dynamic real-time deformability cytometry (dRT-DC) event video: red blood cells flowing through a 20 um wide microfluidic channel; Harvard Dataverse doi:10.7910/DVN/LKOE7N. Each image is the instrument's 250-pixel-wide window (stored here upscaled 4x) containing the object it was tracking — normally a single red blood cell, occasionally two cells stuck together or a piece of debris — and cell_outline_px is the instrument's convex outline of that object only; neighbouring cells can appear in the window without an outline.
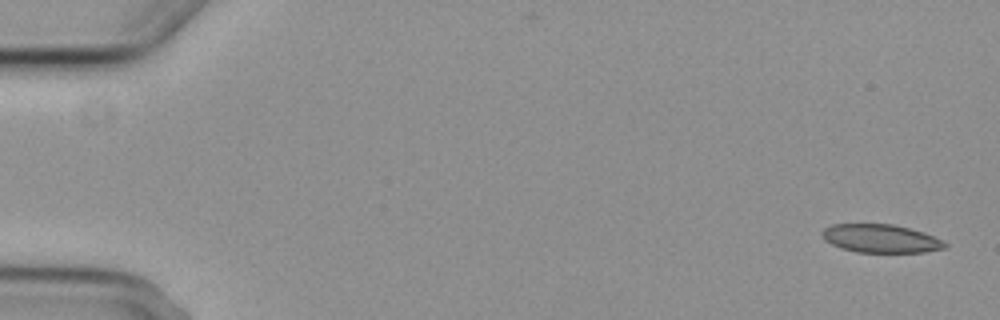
{"species": "common noctule bat (a hibernating species)", "species_latin": "Nyctalus noctula", "temperature_condition": "cold", "stored_images_in_passage": 4, "camera_frame_rate_fps": 3000, "um_per_image_px": 0.085, "animal": {"sex": "female", "body_mass_g": 29.2, "forearm_length_mm": 56.3}, "frame": {"image": 1, "passage_image": 1, "time_ms": 0.0, "image_size_px": [1000, 320], "cell_outline_px": [[948, 244], [944, 248], [924, 252], [856, 252], [840, 248], [824, 240], [820, 232], [824, 228], [832, 224], [892, 224], [924, 232], [944, 240]], "centroid_in_image_um": [74.85, 20.27], "position_along_channel_um": 10.2, "area_um2": 20.35}}
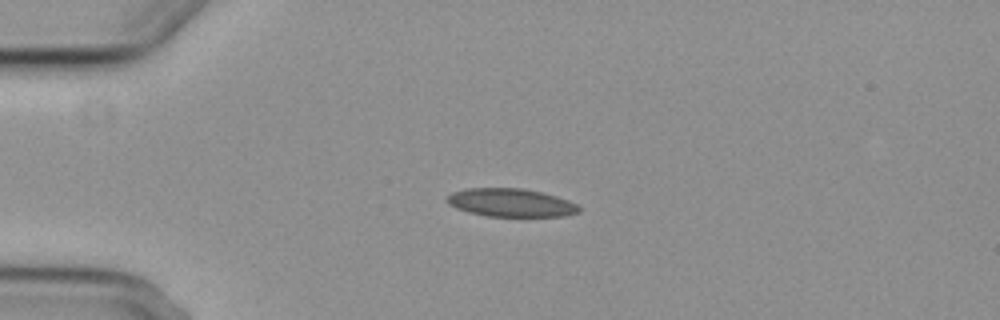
{"frame": {"image": 2, "passage_image": 4, "time_ms": 4.0, "image_size_px": [1000, 320], "cell_outline_px": [[580, 212], [564, 216], [488, 216], [468, 212], [456, 208], [448, 204], [444, 200], [452, 192], [464, 188], [524, 188], [556, 196], [568, 200], [576, 204], [580, 208]], "centroid_in_image_um": [43.39, 17.22], "position_along_channel_um": 41.6, "area_um2": 21.73}}